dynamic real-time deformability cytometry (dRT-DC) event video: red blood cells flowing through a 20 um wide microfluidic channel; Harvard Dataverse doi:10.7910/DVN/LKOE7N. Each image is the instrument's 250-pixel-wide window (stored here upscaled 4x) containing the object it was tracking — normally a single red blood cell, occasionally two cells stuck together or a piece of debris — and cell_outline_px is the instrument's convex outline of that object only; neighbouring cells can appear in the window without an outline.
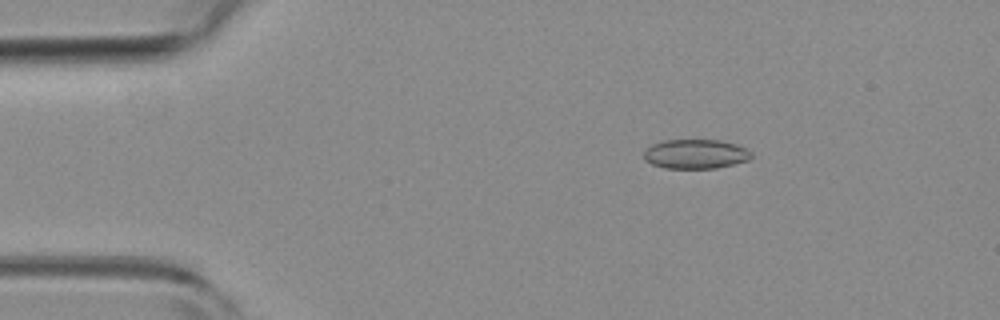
{"species": "common noctule bat (a hibernating species)", "species_latin": "Nyctalus noctula", "temperature_condition": "room temperature", "stored_images_in_passage": 3, "camera_frame_rate_fps": 3000, "um_per_image_px": 0.085, "animal": {"sex": "female", "body_mass_g": 19.3, "forearm_length_mm": 54.1}, "frame": {"image": 1, "passage_image": 1, "time_ms": 0.0, "image_size_px": [1000, 320], "cell_outline_px": [[752, 156], [748, 160], [716, 168], [664, 168], [652, 164], [644, 160], [644, 148], [652, 144], [664, 140], [720, 140], [736, 144], [752, 152]], "centroid_in_image_um": [59.08, 13.08], "position_along_channel_um": 25.9, "area_um2": 18.44}}
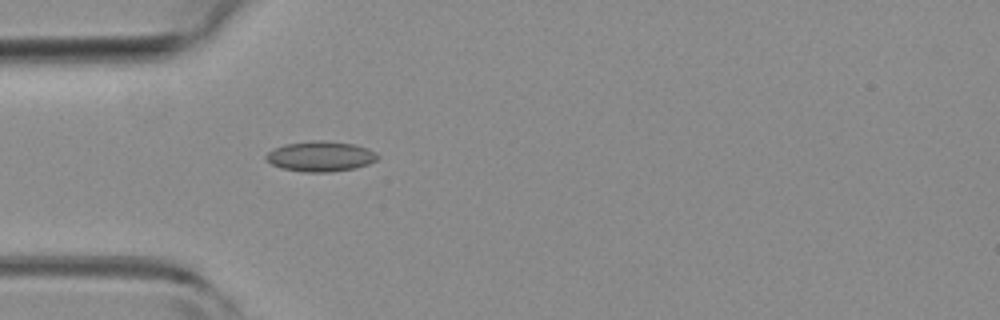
{"frame": {"image": 2, "passage_image": 3, "time_ms": 0.667, "image_size_px": [1000, 320], "cell_outline_px": [[380, 156], [376, 160], [368, 164], [356, 168], [328, 172], [304, 172], [280, 168], [264, 160], [264, 156], [272, 148], [284, 144], [312, 140], [324, 140], [352, 144], [368, 148], [376, 152]], "centroid_in_image_um": [27.21, 13.28], "position_along_channel_um": 57.8, "area_um2": 19.94}}